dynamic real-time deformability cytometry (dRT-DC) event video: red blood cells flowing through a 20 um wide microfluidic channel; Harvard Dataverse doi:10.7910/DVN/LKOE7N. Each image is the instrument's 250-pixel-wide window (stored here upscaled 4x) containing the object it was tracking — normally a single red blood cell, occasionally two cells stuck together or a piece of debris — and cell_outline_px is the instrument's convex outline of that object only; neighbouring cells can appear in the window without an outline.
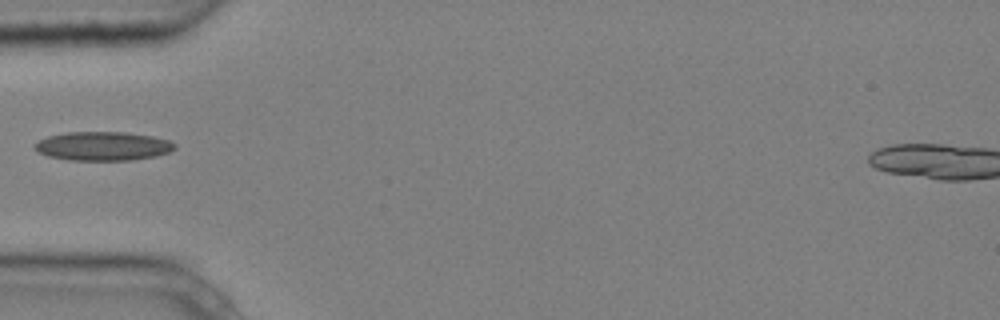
{"species": "common noctule bat (a hibernating species)", "species_latin": "Nyctalus noctula", "temperature_condition": "cold", "stored_images_in_passage": 6, "camera_frame_rate_fps": 3000, "um_per_image_px": 0.085, "animal": {"sex": "male", "body_mass_g": 20.4}, "frame": {"image": 1, "passage_image": 6, "time_ms": 1.667, "image_size_px": [1000, 320], "cell_outline_px": [[176, 148], [168, 152], [156, 156], [132, 160], [68, 160], [48, 156], [36, 152], [32, 148], [32, 144], [48, 136], [68, 132], [124, 132], [152, 136], [168, 140], [176, 144]], "centroid_in_image_um": [8.7, 12.42], "position_along_channel_um": 76.3, "area_um2": 23.7}}